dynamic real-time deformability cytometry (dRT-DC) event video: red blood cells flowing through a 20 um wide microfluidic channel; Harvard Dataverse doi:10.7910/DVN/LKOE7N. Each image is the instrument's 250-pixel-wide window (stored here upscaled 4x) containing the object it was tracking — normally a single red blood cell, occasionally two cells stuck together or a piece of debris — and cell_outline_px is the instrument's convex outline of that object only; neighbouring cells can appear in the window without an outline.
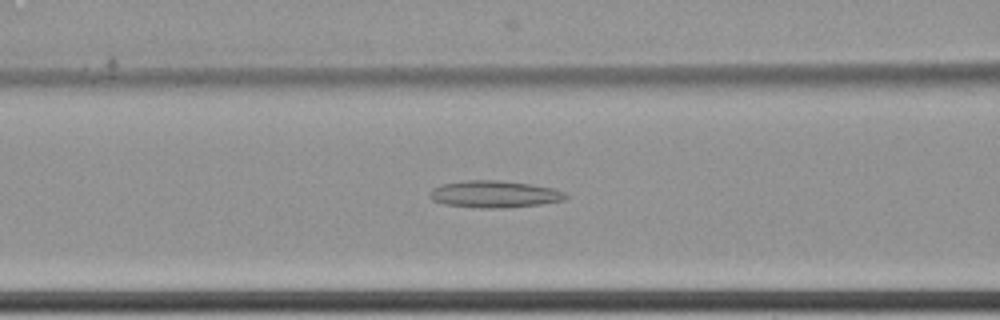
{"species": "common noctule bat (a hibernating species)", "species_latin": "Nyctalus noctula", "temperature_condition": "cold", "stored_images_in_passage": 65, "camera_frame_rate_fps": 3000, "um_per_image_px": 0.085, "animal": {"sex": "female", "body_mass_g": 22.7, "forearm_length_mm": 54.2}, "frame": {"image": 1, "passage_image": 31, "time_ms": 10.0, "image_size_px": [1000, 320], "cell_outline_px": [[568, 196], [564, 200], [540, 204], [504, 208], [480, 208], [444, 204], [432, 200], [428, 196], [428, 192], [432, 188], [440, 184], [464, 180], [500, 180], [532, 184], [556, 188], [564, 192]], "centroid_in_image_um": [42.0, 16.49], "position_along_channel_um": 124.6, "area_um2": 21.68}}
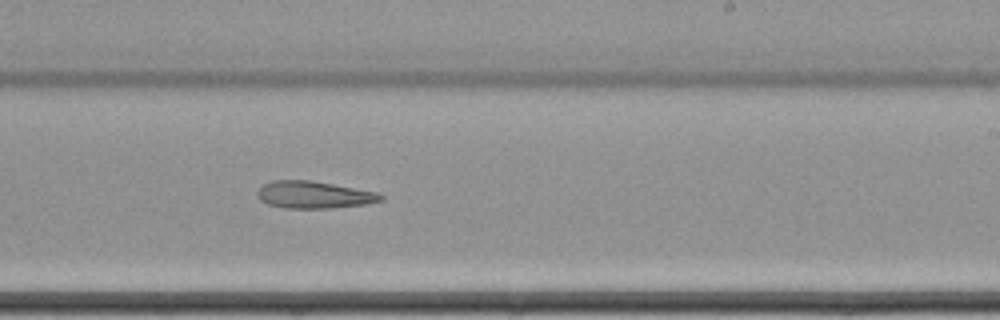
{"frame": {"image": 2, "passage_image": 43, "time_ms": 14.0, "image_size_px": [1000, 320], "cell_outline_px": [[384, 200], [364, 204], [332, 208], [284, 208], [268, 204], [260, 200], [256, 196], [256, 192], [264, 184], [272, 180], [308, 180], [332, 184], [376, 192], [384, 196]], "centroid_in_image_um": [26.65, 16.56], "position_along_channel_um": 262.4, "area_um2": 19.42}}
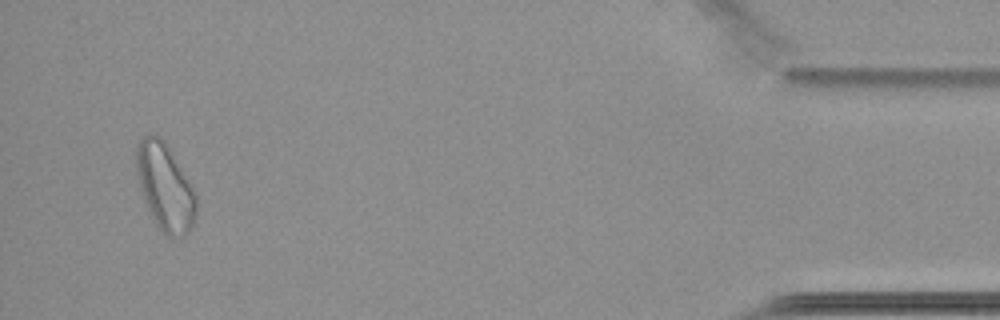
{"frame": {"image": 3, "passage_image": 63, "time_ms": 20.667, "image_size_px": [1000, 320], "cell_outline_px": [[196, 216], [188, 232], [184, 236], [172, 240], [156, 224], [144, 200], [140, 188], [136, 168], [136, 144], [144, 136], [152, 132], [160, 136], [164, 140], [192, 184], [196, 196]], "centroid_in_image_um": [14.03, 15.88], "position_along_channel_um": 421.2, "area_um2": 30.46}}